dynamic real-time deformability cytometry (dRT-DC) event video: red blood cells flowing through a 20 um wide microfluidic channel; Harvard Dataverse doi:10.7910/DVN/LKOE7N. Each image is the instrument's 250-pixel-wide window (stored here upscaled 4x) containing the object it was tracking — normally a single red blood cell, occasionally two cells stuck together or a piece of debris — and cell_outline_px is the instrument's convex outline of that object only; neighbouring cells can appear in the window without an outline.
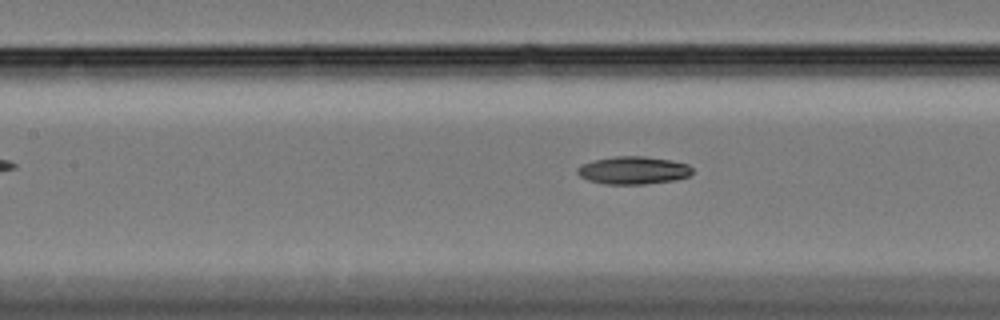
{"species": "Egyptian fruit bat (a non-hibernating species)", "species_latin": "Rousettus aegyptiacus", "temperature_condition": "cold", "stored_images_in_passage": 59, "camera_frame_rate_fps": 3000, "um_per_image_px": 0.085, "animal": {"sex": "female"}, "frame": {"image": 1, "passage_image": 27, "time_ms": 8.667, "image_size_px": [1000, 320], "cell_outline_px": [[692, 172], [688, 176], [676, 180], [644, 184], [604, 184], [588, 180], [580, 176], [576, 172], [576, 168], [580, 164], [592, 160], [616, 156], [644, 156], [672, 160], [688, 164], [692, 168]], "centroid_in_image_um": [53.8, 14.47], "position_along_channel_um": 153.6, "area_um2": 18.79}}
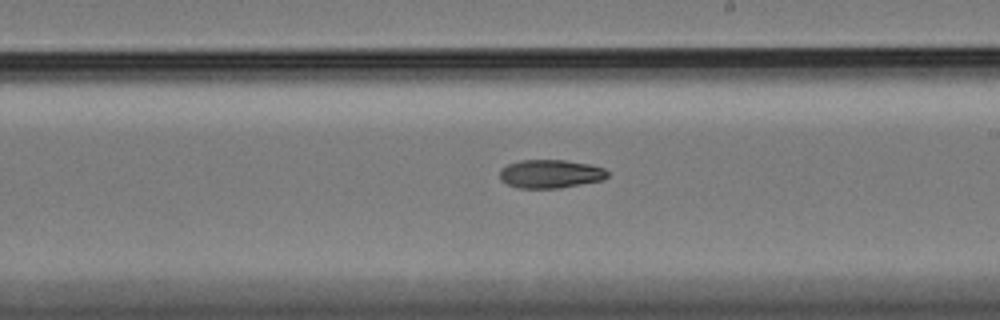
{"frame": {"image": 2, "passage_image": 35, "time_ms": 11.333, "image_size_px": [1000, 320], "cell_outline_px": [[608, 176], [600, 180], [560, 188], [520, 188], [508, 184], [500, 180], [500, 168], [508, 164], [520, 160], [564, 160], [592, 164], [604, 168], [608, 172]], "centroid_in_image_um": [46.77, 14.77], "position_along_channel_um": 242.2, "area_um2": 17.86}}
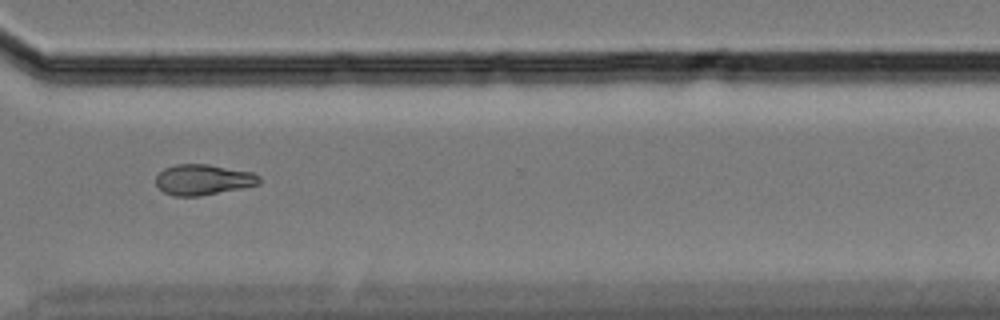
{"frame": {"image": 3, "passage_image": 45, "time_ms": 14.667, "image_size_px": [1000, 320], "cell_outline_px": [[260, 184], [200, 196], [172, 196], [164, 192], [156, 184], [156, 176], [164, 168], [176, 164], [208, 164], [252, 172], [260, 176]], "centroid_in_image_um": [17.26, 15.27], "position_along_channel_um": 353.3, "area_um2": 18.38}}